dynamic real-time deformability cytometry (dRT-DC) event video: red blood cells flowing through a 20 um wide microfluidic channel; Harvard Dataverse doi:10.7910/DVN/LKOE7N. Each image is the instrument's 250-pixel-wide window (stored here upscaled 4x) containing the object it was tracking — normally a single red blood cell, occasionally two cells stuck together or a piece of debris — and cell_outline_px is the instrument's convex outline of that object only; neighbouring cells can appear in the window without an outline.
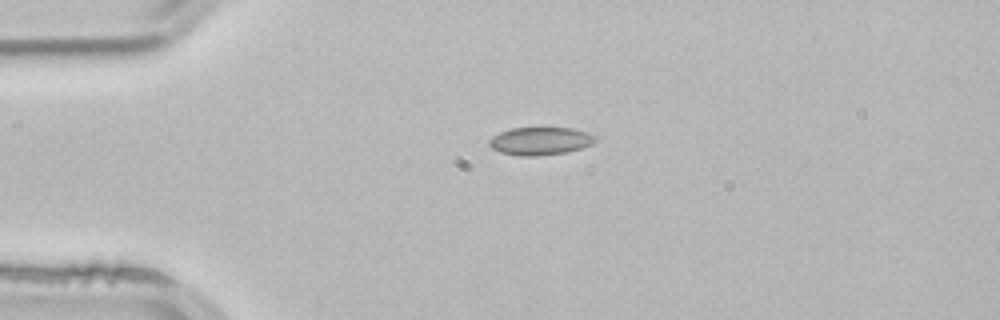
{"species": "common noctule bat (a hibernating species)", "species_latin": "Nyctalus noctula", "temperature_condition": "room temperature", "stored_images_in_passage": 41, "camera_frame_rate_fps": 3000, "um_per_image_px": 0.085, "animal": {"sex": "male", "body_mass_g": 21.5, "forearm_length_mm": 52.0}, "frame": {"image": 1, "passage_image": 1, "time_ms": 0.0, "image_size_px": [1000, 320], "cell_outline_px": [[596, 140], [592, 144], [580, 148], [564, 152], [536, 156], [520, 156], [500, 152], [492, 148], [488, 144], [488, 140], [492, 136], [500, 132], [512, 128], [572, 128], [596, 136]], "centroid_in_image_um": [45.88, 11.99], "position_along_channel_um": 39.1, "area_um2": 17.05}}
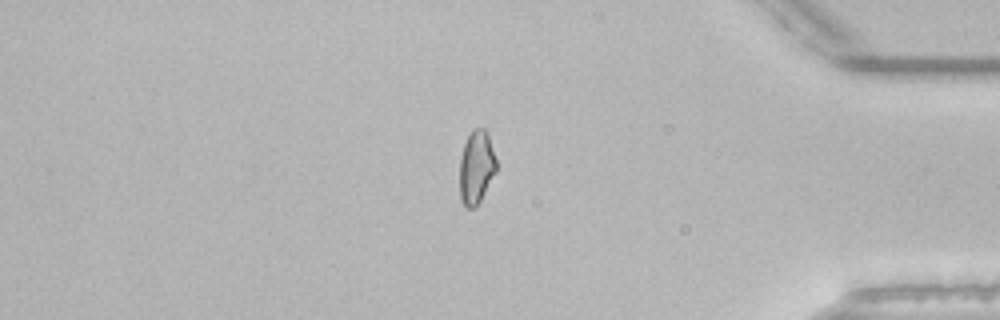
{"frame": {"image": 2, "passage_image": 33, "time_ms": 10.667, "image_size_px": [1000, 320], "cell_outline_px": [[496, 172], [476, 208], [468, 208], [460, 200], [460, 156], [464, 144], [472, 128], [484, 128], [488, 132], [496, 160]], "centroid_in_image_um": [40.49, 14.2], "position_along_channel_um": 394.7, "area_um2": 15.78}}
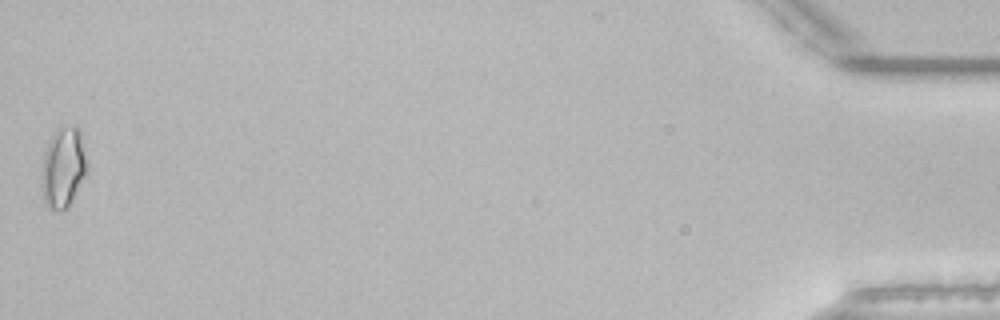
{"frame": {"image": 3, "passage_image": 41, "time_ms": 13.333, "image_size_px": [1000, 320], "cell_outline_px": [[84, 176], [68, 208], [48, 208], [44, 200], [44, 152], [48, 140], [56, 132], [64, 128], [76, 124], [80, 132], [84, 156]], "centroid_in_image_um": [5.37, 14.22], "position_along_channel_um": 429.8, "area_um2": 19.77}, "authors_computed_cell_mechanics": {"area_um2": 16.0106, "velocity_mm_per_s": 3.8921, "shape_relaxation_time_tau1_ms": null, "shape_relaxation_time_tau2_ms": 2.0005, "deformation_change_tau1": null, "deformation_change_tau2": 0.0686}}